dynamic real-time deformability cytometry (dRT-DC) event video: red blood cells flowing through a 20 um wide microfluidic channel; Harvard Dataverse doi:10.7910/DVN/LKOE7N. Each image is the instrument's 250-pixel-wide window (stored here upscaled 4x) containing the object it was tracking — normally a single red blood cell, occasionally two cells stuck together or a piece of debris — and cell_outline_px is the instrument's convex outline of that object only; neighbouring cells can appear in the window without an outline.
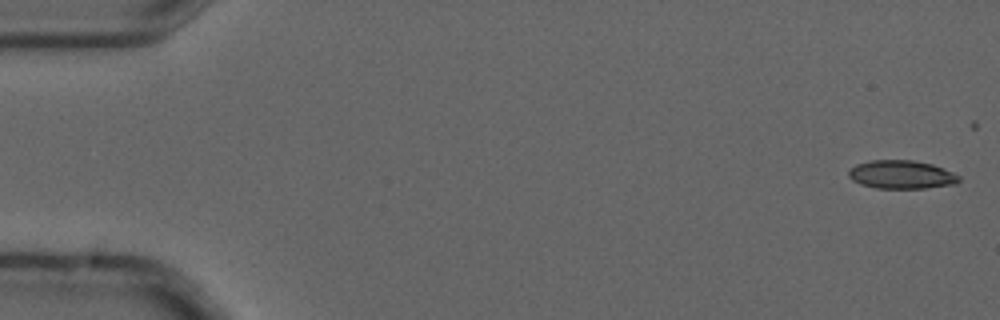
{"species": "common noctule bat (a hibernating species)", "species_latin": "Nyctalus noctula", "temperature_condition": "cold", "stored_images_in_passage": 6, "camera_frame_rate_fps": 3000, "um_per_image_px": 0.085, "animal": {"sex": "male", "forearm_length_mm": 52.5}, "frame": {"image": 1, "passage_image": 1, "time_ms": 0.0, "image_size_px": [1000, 320], "cell_outline_px": [[960, 180], [956, 184], [924, 188], [876, 188], [860, 184], [852, 180], [848, 176], [848, 172], [856, 164], [872, 160], [912, 160], [932, 164], [944, 168], [960, 176]], "centroid_in_image_um": [76.63, 14.84], "position_along_channel_um": 8.4, "area_um2": 18.26}}